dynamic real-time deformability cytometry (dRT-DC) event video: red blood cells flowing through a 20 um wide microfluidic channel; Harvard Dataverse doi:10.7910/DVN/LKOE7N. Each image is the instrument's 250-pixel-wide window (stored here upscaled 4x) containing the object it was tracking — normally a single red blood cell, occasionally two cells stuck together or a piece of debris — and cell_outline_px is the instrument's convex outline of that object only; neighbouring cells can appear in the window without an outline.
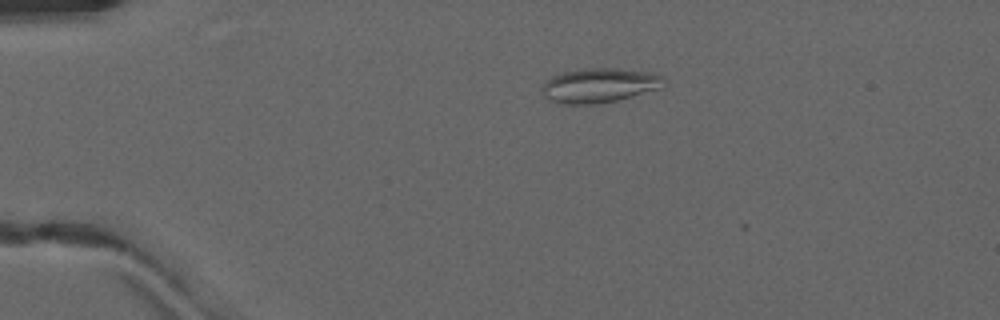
{"species": "common noctule bat (a hibernating species)", "species_latin": "Nyctalus noctula", "temperature_condition": "warm", "stored_images_in_passage": 14, "camera_frame_rate_fps": 3000, "um_per_image_px": 0.085, "animal": {"sex": "male", "forearm_length_mm": 52.5}, "frame": {"image": 1, "passage_image": 11, "time_ms": 3.333, "image_size_px": [1000, 320], "cell_outline_px": [[664, 76], [660, 88], [632, 96], [616, 100], [596, 104], [564, 104], [552, 100], [544, 96], [540, 88], [552, 76], [564, 72], [588, 68], [608, 68], [648, 72]], "centroid_in_image_um": [50.91, 7.26], "position_along_channel_um": 34.1, "area_um2": 23.99}}